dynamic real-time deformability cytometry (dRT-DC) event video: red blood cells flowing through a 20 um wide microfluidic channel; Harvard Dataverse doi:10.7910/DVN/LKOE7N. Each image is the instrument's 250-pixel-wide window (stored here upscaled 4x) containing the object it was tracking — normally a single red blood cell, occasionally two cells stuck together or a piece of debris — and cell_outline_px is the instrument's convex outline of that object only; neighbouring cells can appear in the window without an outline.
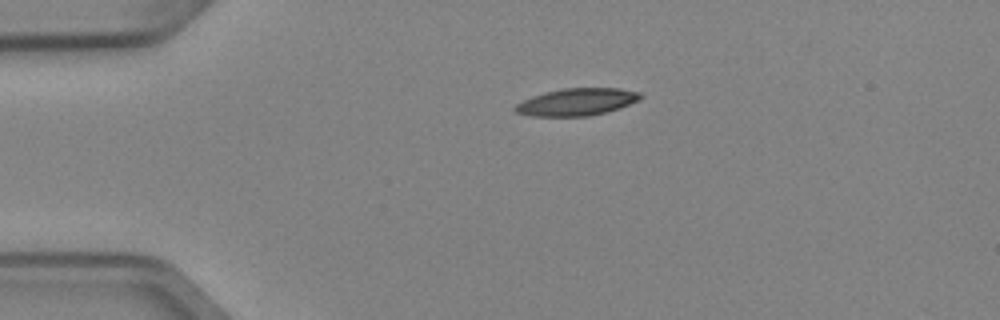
{"species": "Egyptian fruit bat (a non-hibernating species)", "species_latin": "Rousettus aegyptiacus", "temperature_condition": "cold", "stored_images_in_passage": 36, "camera_frame_rate_fps": 3000, "um_per_image_px": 0.085, "animal": {"sex": "female"}, "frame": {"image": 1, "passage_image": 1, "time_ms": 0.0, "image_size_px": [1000, 320], "cell_outline_px": [[644, 96], [640, 100], [620, 108], [588, 116], [532, 116], [516, 112], [512, 108], [516, 104], [532, 96], [544, 92], [564, 88], [620, 88], [640, 92]], "centroid_in_image_um": [49.05, 8.66], "position_along_channel_um": 35.9, "area_um2": 19.94}}
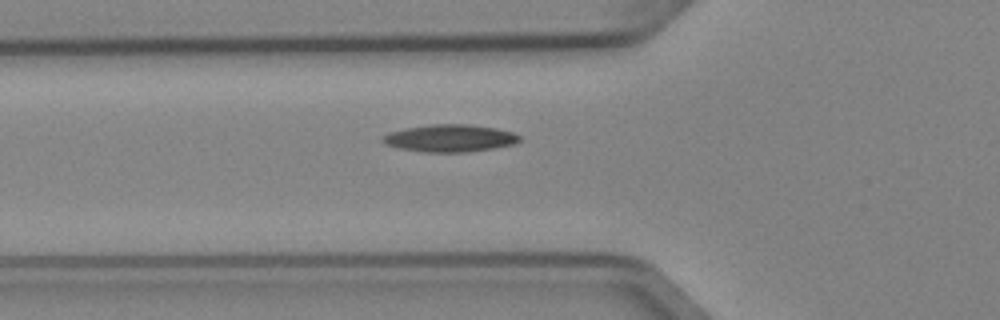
{"frame": {"image": 2, "passage_image": 8, "time_ms": 2.333, "image_size_px": [1000, 320], "cell_outline_px": [[520, 140], [516, 144], [468, 152], [424, 152], [400, 148], [384, 144], [380, 140], [380, 136], [388, 132], [404, 128], [432, 124], [468, 124], [496, 128], [512, 132], [520, 136]], "centroid_in_image_um": [38.2, 11.74], "position_along_channel_um": 87.6, "area_um2": 21.96}}
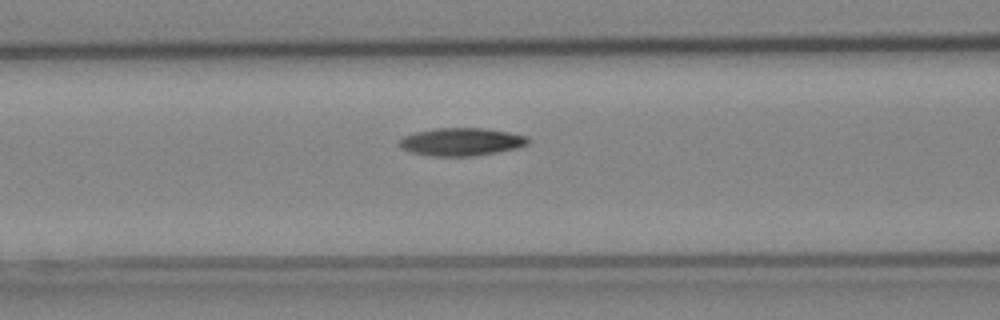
{"frame": {"image": 3, "passage_image": 11, "time_ms": 3.333, "image_size_px": [1000, 320], "cell_outline_px": [[528, 144], [520, 148], [472, 156], [432, 156], [412, 152], [404, 148], [400, 144], [400, 140], [404, 136], [416, 132], [436, 128], [484, 128], [508, 132], [528, 136]], "centroid_in_image_um": [39.27, 12.05], "position_along_channel_um": 127.3, "area_um2": 20.69}, "authors_computed_cell_mechanics": {"area_um2": 20.0277, "velocity_mm_per_s": 3.9659, "shape_relaxation_time_tau1_ms": 8.067, "shape_relaxation_time_tau2_ms": null, "deformation_change_tau1": 0.2208, "deformation_change_tau2": null}}